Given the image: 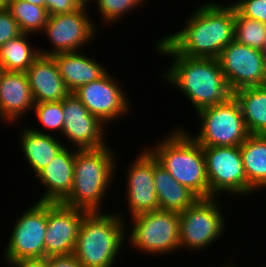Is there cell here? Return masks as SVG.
Returning a JSON list of instances; mask_svg holds the SVG:
<instances>
[{
    "label": "cell",
    "mask_w": 266,
    "mask_h": 267,
    "mask_svg": "<svg viewBox=\"0 0 266 267\" xmlns=\"http://www.w3.org/2000/svg\"><path fill=\"white\" fill-rule=\"evenodd\" d=\"M155 44V45H154ZM153 44L162 58H172L159 77L173 90L182 92L195 113L203 108L227 102L233 91L217 59L190 58L179 54L163 37ZM165 56V57H164Z\"/></svg>",
    "instance_id": "6da1fadb"
},
{
    "label": "cell",
    "mask_w": 266,
    "mask_h": 267,
    "mask_svg": "<svg viewBox=\"0 0 266 267\" xmlns=\"http://www.w3.org/2000/svg\"><path fill=\"white\" fill-rule=\"evenodd\" d=\"M200 5L185 18L179 31L163 38L186 57L217 59L234 41L235 8L227 0L223 3L207 0Z\"/></svg>",
    "instance_id": "7a4b0ae2"
},
{
    "label": "cell",
    "mask_w": 266,
    "mask_h": 267,
    "mask_svg": "<svg viewBox=\"0 0 266 267\" xmlns=\"http://www.w3.org/2000/svg\"><path fill=\"white\" fill-rule=\"evenodd\" d=\"M117 155L110 143L99 149H76L73 188L61 203L88 212H103L105 197L111 192L120 167Z\"/></svg>",
    "instance_id": "3957f363"
},
{
    "label": "cell",
    "mask_w": 266,
    "mask_h": 267,
    "mask_svg": "<svg viewBox=\"0 0 266 267\" xmlns=\"http://www.w3.org/2000/svg\"><path fill=\"white\" fill-rule=\"evenodd\" d=\"M162 137L146 148L180 184L198 198H210L203 147L182 125L174 126Z\"/></svg>",
    "instance_id": "277c9868"
},
{
    "label": "cell",
    "mask_w": 266,
    "mask_h": 267,
    "mask_svg": "<svg viewBox=\"0 0 266 267\" xmlns=\"http://www.w3.org/2000/svg\"><path fill=\"white\" fill-rule=\"evenodd\" d=\"M116 212H88L83 217L73 252L82 267H118L114 264L126 250L128 224Z\"/></svg>",
    "instance_id": "5b68a950"
},
{
    "label": "cell",
    "mask_w": 266,
    "mask_h": 267,
    "mask_svg": "<svg viewBox=\"0 0 266 267\" xmlns=\"http://www.w3.org/2000/svg\"><path fill=\"white\" fill-rule=\"evenodd\" d=\"M128 224L130 225H126V228L129 227L126 229L128 238L126 242L129 244L126 246L130 245L132 251L138 250L141 255L144 253L143 255H150L153 258L167 256L180 250L178 212L167 210L143 212L130 217Z\"/></svg>",
    "instance_id": "8992f818"
},
{
    "label": "cell",
    "mask_w": 266,
    "mask_h": 267,
    "mask_svg": "<svg viewBox=\"0 0 266 267\" xmlns=\"http://www.w3.org/2000/svg\"><path fill=\"white\" fill-rule=\"evenodd\" d=\"M220 199L199 198L191 207L179 212L180 251L201 253L223 238L228 222Z\"/></svg>",
    "instance_id": "52a82bcc"
},
{
    "label": "cell",
    "mask_w": 266,
    "mask_h": 267,
    "mask_svg": "<svg viewBox=\"0 0 266 267\" xmlns=\"http://www.w3.org/2000/svg\"><path fill=\"white\" fill-rule=\"evenodd\" d=\"M196 117L200 127L197 134L189 132L184 125L182 128L202 147L240 146L250 135L234 96L227 102L197 111Z\"/></svg>",
    "instance_id": "ba28073f"
},
{
    "label": "cell",
    "mask_w": 266,
    "mask_h": 267,
    "mask_svg": "<svg viewBox=\"0 0 266 267\" xmlns=\"http://www.w3.org/2000/svg\"><path fill=\"white\" fill-rule=\"evenodd\" d=\"M203 154L210 198L223 195L230 196L229 199L248 197V181L240 146L203 147Z\"/></svg>",
    "instance_id": "9c48e42d"
},
{
    "label": "cell",
    "mask_w": 266,
    "mask_h": 267,
    "mask_svg": "<svg viewBox=\"0 0 266 267\" xmlns=\"http://www.w3.org/2000/svg\"><path fill=\"white\" fill-rule=\"evenodd\" d=\"M16 217L1 260L8 264L21 259L44 258L47 202L34 201Z\"/></svg>",
    "instance_id": "30bf717a"
},
{
    "label": "cell",
    "mask_w": 266,
    "mask_h": 267,
    "mask_svg": "<svg viewBox=\"0 0 266 267\" xmlns=\"http://www.w3.org/2000/svg\"><path fill=\"white\" fill-rule=\"evenodd\" d=\"M89 13V9L81 7L72 13L49 15L41 34L46 35L51 49L39 47L40 55L82 51L92 45L98 31L95 24L98 23Z\"/></svg>",
    "instance_id": "8fae6325"
},
{
    "label": "cell",
    "mask_w": 266,
    "mask_h": 267,
    "mask_svg": "<svg viewBox=\"0 0 266 267\" xmlns=\"http://www.w3.org/2000/svg\"><path fill=\"white\" fill-rule=\"evenodd\" d=\"M112 74L108 70L98 80L80 86L73 92L88 111L106 126L120 118L125 120L133 112L125 87Z\"/></svg>",
    "instance_id": "7c38bea8"
},
{
    "label": "cell",
    "mask_w": 266,
    "mask_h": 267,
    "mask_svg": "<svg viewBox=\"0 0 266 267\" xmlns=\"http://www.w3.org/2000/svg\"><path fill=\"white\" fill-rule=\"evenodd\" d=\"M62 110L65 122L61 140H64V146L85 150L108 145V137H105L107 126L93 116L73 93L62 100Z\"/></svg>",
    "instance_id": "4fadbf2b"
},
{
    "label": "cell",
    "mask_w": 266,
    "mask_h": 267,
    "mask_svg": "<svg viewBox=\"0 0 266 267\" xmlns=\"http://www.w3.org/2000/svg\"><path fill=\"white\" fill-rule=\"evenodd\" d=\"M217 60L233 92L266 85V67L261 50L234 40L221 51Z\"/></svg>",
    "instance_id": "5bb4252c"
},
{
    "label": "cell",
    "mask_w": 266,
    "mask_h": 267,
    "mask_svg": "<svg viewBox=\"0 0 266 267\" xmlns=\"http://www.w3.org/2000/svg\"><path fill=\"white\" fill-rule=\"evenodd\" d=\"M138 153H136V158L127 164L129 166L126 167V176H124L126 178V187H123L126 197L124 202L125 205L127 202L128 206L126 207L129 208L128 215L125 216L123 211L117 212L125 221L127 218L143 212L159 210L153 176V155L145 146Z\"/></svg>",
    "instance_id": "9a60e30c"
},
{
    "label": "cell",
    "mask_w": 266,
    "mask_h": 267,
    "mask_svg": "<svg viewBox=\"0 0 266 267\" xmlns=\"http://www.w3.org/2000/svg\"><path fill=\"white\" fill-rule=\"evenodd\" d=\"M87 213L61 202H47L45 257L73 254L81 221Z\"/></svg>",
    "instance_id": "2e32d148"
},
{
    "label": "cell",
    "mask_w": 266,
    "mask_h": 267,
    "mask_svg": "<svg viewBox=\"0 0 266 267\" xmlns=\"http://www.w3.org/2000/svg\"><path fill=\"white\" fill-rule=\"evenodd\" d=\"M76 149L65 146L34 178L45 191L39 202H62L73 188Z\"/></svg>",
    "instance_id": "e0dca14e"
},
{
    "label": "cell",
    "mask_w": 266,
    "mask_h": 267,
    "mask_svg": "<svg viewBox=\"0 0 266 267\" xmlns=\"http://www.w3.org/2000/svg\"><path fill=\"white\" fill-rule=\"evenodd\" d=\"M34 105L26 73L4 71L0 78V122L18 124Z\"/></svg>",
    "instance_id": "ac0fdd59"
},
{
    "label": "cell",
    "mask_w": 266,
    "mask_h": 267,
    "mask_svg": "<svg viewBox=\"0 0 266 267\" xmlns=\"http://www.w3.org/2000/svg\"><path fill=\"white\" fill-rule=\"evenodd\" d=\"M25 73L35 103L62 101L71 93L52 56L40 55Z\"/></svg>",
    "instance_id": "d6986e66"
},
{
    "label": "cell",
    "mask_w": 266,
    "mask_h": 267,
    "mask_svg": "<svg viewBox=\"0 0 266 267\" xmlns=\"http://www.w3.org/2000/svg\"><path fill=\"white\" fill-rule=\"evenodd\" d=\"M83 51L56 53L52 55L57 64L59 74L71 93L76 91L80 86L98 80L108 71L103 64Z\"/></svg>",
    "instance_id": "ffe728a7"
},
{
    "label": "cell",
    "mask_w": 266,
    "mask_h": 267,
    "mask_svg": "<svg viewBox=\"0 0 266 267\" xmlns=\"http://www.w3.org/2000/svg\"><path fill=\"white\" fill-rule=\"evenodd\" d=\"M22 125L18 132L20 151H23L21 154L28 171L31 170L36 176L65 146L61 138L53 133L41 134L33 131L27 123Z\"/></svg>",
    "instance_id": "44dd1931"
},
{
    "label": "cell",
    "mask_w": 266,
    "mask_h": 267,
    "mask_svg": "<svg viewBox=\"0 0 266 267\" xmlns=\"http://www.w3.org/2000/svg\"><path fill=\"white\" fill-rule=\"evenodd\" d=\"M154 184L159 200V210L182 212L191 207L199 198L187 187L180 184L158 163L153 156Z\"/></svg>",
    "instance_id": "7402d4cb"
},
{
    "label": "cell",
    "mask_w": 266,
    "mask_h": 267,
    "mask_svg": "<svg viewBox=\"0 0 266 267\" xmlns=\"http://www.w3.org/2000/svg\"><path fill=\"white\" fill-rule=\"evenodd\" d=\"M240 151L248 181V198L254 193L257 196L262 189L266 190V136L250 134L240 145Z\"/></svg>",
    "instance_id": "603a6c76"
},
{
    "label": "cell",
    "mask_w": 266,
    "mask_h": 267,
    "mask_svg": "<svg viewBox=\"0 0 266 267\" xmlns=\"http://www.w3.org/2000/svg\"><path fill=\"white\" fill-rule=\"evenodd\" d=\"M249 134H266V85L245 87L233 92Z\"/></svg>",
    "instance_id": "cb8c5ba5"
},
{
    "label": "cell",
    "mask_w": 266,
    "mask_h": 267,
    "mask_svg": "<svg viewBox=\"0 0 266 267\" xmlns=\"http://www.w3.org/2000/svg\"><path fill=\"white\" fill-rule=\"evenodd\" d=\"M31 35L22 33L0 47V64L4 71L25 73L40 56L39 47L29 41Z\"/></svg>",
    "instance_id": "d4e9b609"
},
{
    "label": "cell",
    "mask_w": 266,
    "mask_h": 267,
    "mask_svg": "<svg viewBox=\"0 0 266 267\" xmlns=\"http://www.w3.org/2000/svg\"><path fill=\"white\" fill-rule=\"evenodd\" d=\"M17 21L22 33L39 34L43 31L47 20V9L24 0H12L7 9Z\"/></svg>",
    "instance_id": "484cf974"
},
{
    "label": "cell",
    "mask_w": 266,
    "mask_h": 267,
    "mask_svg": "<svg viewBox=\"0 0 266 267\" xmlns=\"http://www.w3.org/2000/svg\"><path fill=\"white\" fill-rule=\"evenodd\" d=\"M31 112H35V120L39 122L38 126L42 125L41 129L39 127L31 126L30 128L41 134H49L48 131H58L54 135L61 136L64 126V113L62 110V101L56 102H40L35 103L34 108ZM45 128V129H44ZM58 133V134H57Z\"/></svg>",
    "instance_id": "4316f807"
},
{
    "label": "cell",
    "mask_w": 266,
    "mask_h": 267,
    "mask_svg": "<svg viewBox=\"0 0 266 267\" xmlns=\"http://www.w3.org/2000/svg\"><path fill=\"white\" fill-rule=\"evenodd\" d=\"M266 39V24L241 16L235 10L234 40L262 51Z\"/></svg>",
    "instance_id": "83f0119b"
},
{
    "label": "cell",
    "mask_w": 266,
    "mask_h": 267,
    "mask_svg": "<svg viewBox=\"0 0 266 267\" xmlns=\"http://www.w3.org/2000/svg\"><path fill=\"white\" fill-rule=\"evenodd\" d=\"M150 0H97L95 3L96 10L98 14H100L102 24H106L109 26L120 23V20L124 17L126 18V14H130L138 7H143L145 3ZM106 22V23H105Z\"/></svg>",
    "instance_id": "f1b7e54d"
},
{
    "label": "cell",
    "mask_w": 266,
    "mask_h": 267,
    "mask_svg": "<svg viewBox=\"0 0 266 267\" xmlns=\"http://www.w3.org/2000/svg\"><path fill=\"white\" fill-rule=\"evenodd\" d=\"M235 1V2H234ZM230 0L235 10L244 17L266 24V0Z\"/></svg>",
    "instance_id": "f546056e"
},
{
    "label": "cell",
    "mask_w": 266,
    "mask_h": 267,
    "mask_svg": "<svg viewBox=\"0 0 266 267\" xmlns=\"http://www.w3.org/2000/svg\"><path fill=\"white\" fill-rule=\"evenodd\" d=\"M21 34L18 23L11 13L8 10H0V47Z\"/></svg>",
    "instance_id": "4dcf8cb0"
},
{
    "label": "cell",
    "mask_w": 266,
    "mask_h": 267,
    "mask_svg": "<svg viewBox=\"0 0 266 267\" xmlns=\"http://www.w3.org/2000/svg\"><path fill=\"white\" fill-rule=\"evenodd\" d=\"M45 8L49 15L72 13L81 7L76 0H45Z\"/></svg>",
    "instance_id": "1f68e13d"
},
{
    "label": "cell",
    "mask_w": 266,
    "mask_h": 267,
    "mask_svg": "<svg viewBox=\"0 0 266 267\" xmlns=\"http://www.w3.org/2000/svg\"><path fill=\"white\" fill-rule=\"evenodd\" d=\"M48 267H82L78 259L73 255H59L48 257Z\"/></svg>",
    "instance_id": "d6a6232c"
},
{
    "label": "cell",
    "mask_w": 266,
    "mask_h": 267,
    "mask_svg": "<svg viewBox=\"0 0 266 267\" xmlns=\"http://www.w3.org/2000/svg\"><path fill=\"white\" fill-rule=\"evenodd\" d=\"M8 267H48V257L21 259L9 262Z\"/></svg>",
    "instance_id": "836d02e7"
},
{
    "label": "cell",
    "mask_w": 266,
    "mask_h": 267,
    "mask_svg": "<svg viewBox=\"0 0 266 267\" xmlns=\"http://www.w3.org/2000/svg\"><path fill=\"white\" fill-rule=\"evenodd\" d=\"M96 1L97 0H76V2L80 5V7L87 9L91 8L90 6L92 5V3L95 4Z\"/></svg>",
    "instance_id": "e575fe53"
},
{
    "label": "cell",
    "mask_w": 266,
    "mask_h": 267,
    "mask_svg": "<svg viewBox=\"0 0 266 267\" xmlns=\"http://www.w3.org/2000/svg\"><path fill=\"white\" fill-rule=\"evenodd\" d=\"M12 0H0V10H7Z\"/></svg>",
    "instance_id": "d590c367"
},
{
    "label": "cell",
    "mask_w": 266,
    "mask_h": 267,
    "mask_svg": "<svg viewBox=\"0 0 266 267\" xmlns=\"http://www.w3.org/2000/svg\"><path fill=\"white\" fill-rule=\"evenodd\" d=\"M24 1H27V2L32 3L34 5L41 6V7L45 8V0H24Z\"/></svg>",
    "instance_id": "8d00e7d4"
},
{
    "label": "cell",
    "mask_w": 266,
    "mask_h": 267,
    "mask_svg": "<svg viewBox=\"0 0 266 267\" xmlns=\"http://www.w3.org/2000/svg\"><path fill=\"white\" fill-rule=\"evenodd\" d=\"M227 261H228V262L222 264L223 266H222V265H221V266L218 265V267H238L237 264L234 265V264H235L234 262H233V264H232V260L229 259V260H227ZM213 267H215V266H213Z\"/></svg>",
    "instance_id": "74e56055"
},
{
    "label": "cell",
    "mask_w": 266,
    "mask_h": 267,
    "mask_svg": "<svg viewBox=\"0 0 266 267\" xmlns=\"http://www.w3.org/2000/svg\"><path fill=\"white\" fill-rule=\"evenodd\" d=\"M262 53H263V56H264L265 67H266V39H265L264 44H263Z\"/></svg>",
    "instance_id": "f35d334b"
},
{
    "label": "cell",
    "mask_w": 266,
    "mask_h": 267,
    "mask_svg": "<svg viewBox=\"0 0 266 267\" xmlns=\"http://www.w3.org/2000/svg\"><path fill=\"white\" fill-rule=\"evenodd\" d=\"M3 72H4V69H3L2 65L0 64V78H1V75Z\"/></svg>",
    "instance_id": "ab89813d"
}]
</instances>
